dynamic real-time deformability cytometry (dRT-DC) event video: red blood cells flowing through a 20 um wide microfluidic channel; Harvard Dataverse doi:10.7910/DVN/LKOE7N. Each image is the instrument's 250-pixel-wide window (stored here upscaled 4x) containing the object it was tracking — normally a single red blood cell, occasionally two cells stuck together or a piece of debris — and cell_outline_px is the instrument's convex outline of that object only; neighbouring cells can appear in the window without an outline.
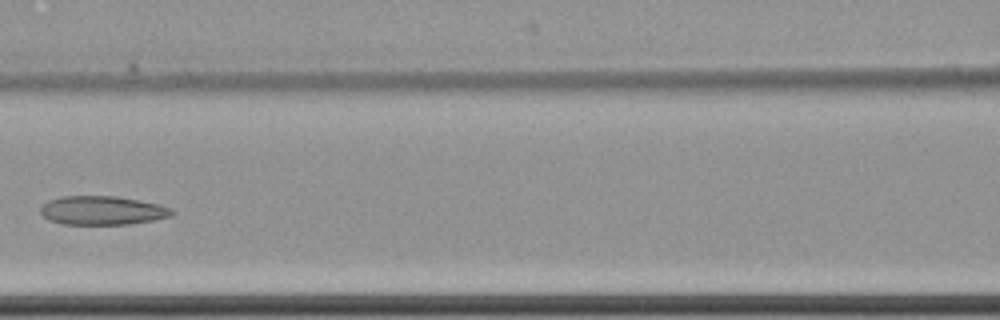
{"species": "common noctule bat (a hibernating species)", "species_latin": "Nyctalus noctula", "temperature_condition": "cold", "stored_images_in_passage": 8, "camera_frame_rate_fps": 3000, "um_per_image_px": 0.085, "animal": {"sex": "female", "body_mass_g": 22.7, "forearm_length_mm": 54.2}, "frame": {"image": 1, "passage_image": 6, "time_ms": 6.333, "image_size_px": [1000, 320], "cell_outline_px": [[176, 212], [172, 216], [152, 220], [128, 224], [60, 224], [48, 220], [40, 212], [40, 208], [48, 200], [60, 196], [116, 196], [140, 200], [160, 204], [172, 208]], "centroid_in_image_um": [8.71, 17.88], "position_along_channel_um": 157.9, "area_um2": 22.25}}
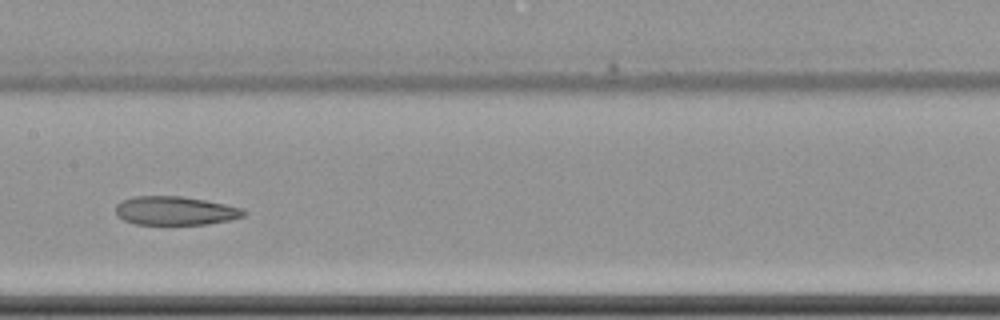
{"frame": {"image": 2, "passage_image": 7, "time_ms": 7.333, "image_size_px": [1000, 320], "cell_outline_px": [[248, 212], [244, 216], [228, 220], [208, 224], [136, 224], [124, 220], [116, 216], [116, 204], [124, 200], [136, 196], [184, 196], [224, 204], [240, 208]], "centroid_in_image_um": [14.88, 17.91], "position_along_channel_um": 192.5, "area_um2": 21.27}}
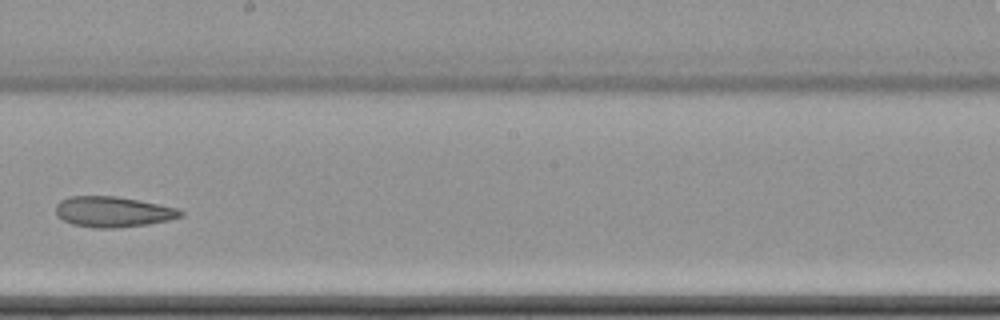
{"frame": {"image": 3, "passage_image": 8, "time_ms": 8.667, "image_size_px": [1000, 320], "cell_outline_px": [[184, 216], [168, 220], [148, 224], [116, 228], [96, 228], [72, 224], [56, 216], [56, 204], [60, 200], [68, 196], [116, 196], [176, 208], [184, 212]], "centroid_in_image_um": [9.57, 18.0], "position_along_channel_um": 238.6, "area_um2": 22.14}}